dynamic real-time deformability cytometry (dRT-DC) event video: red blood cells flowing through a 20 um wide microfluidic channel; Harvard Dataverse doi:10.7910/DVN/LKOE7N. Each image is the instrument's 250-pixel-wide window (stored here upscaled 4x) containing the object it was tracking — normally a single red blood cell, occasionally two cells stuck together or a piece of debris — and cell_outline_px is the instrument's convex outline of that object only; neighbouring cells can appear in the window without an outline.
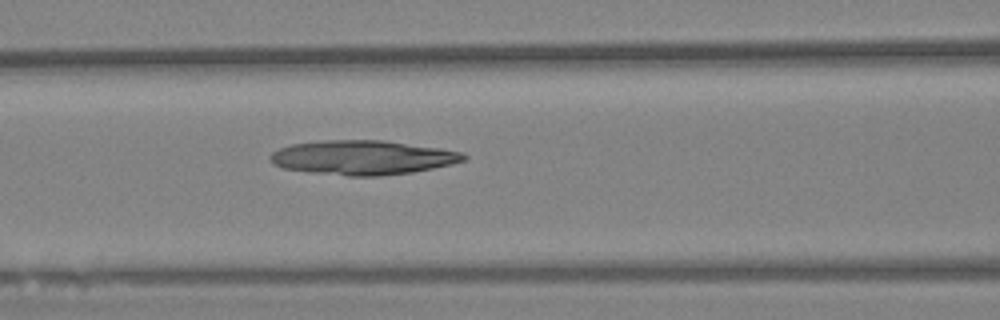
{"species": "Egyptian fruit bat (a non-hibernating species)", "species_latin": "Rousettus aegyptiacus", "temperature_condition": "warm", "stored_images_in_passage": 57, "camera_frame_rate_fps": 3000, "um_per_image_px": 0.085, "animal": {"sex": "female"}, "frame": {"image": 1, "passage_image": 23, "time_ms": 7.333, "image_size_px": [1000, 320], "cell_outline_px": [[468, 156], [464, 160], [452, 164], [412, 172], [380, 176], [348, 176], [308, 172], [284, 168], [272, 164], [268, 156], [272, 152], [280, 148], [292, 144], [328, 140], [384, 140], [440, 148], [464, 152]], "centroid_in_image_um": [30.82, 13.39], "position_along_channel_um": 135.8, "area_um2": 38.78}}
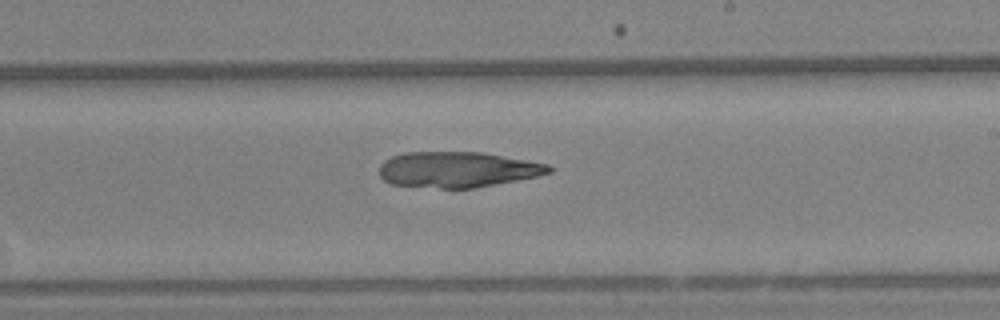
{"frame": {"image": 2, "passage_image": 33, "time_ms": 10.667, "image_size_px": [1000, 320], "cell_outline_px": [[552, 172], [536, 176], [516, 180], [472, 188], [440, 188], [392, 184], [384, 180], [380, 176], [380, 164], [384, 160], [392, 156], [404, 152], [484, 152], [548, 164], [552, 168]], "centroid_in_image_um": [38.87, 14.4], "position_along_channel_um": 250.1, "area_um2": 35.08}}
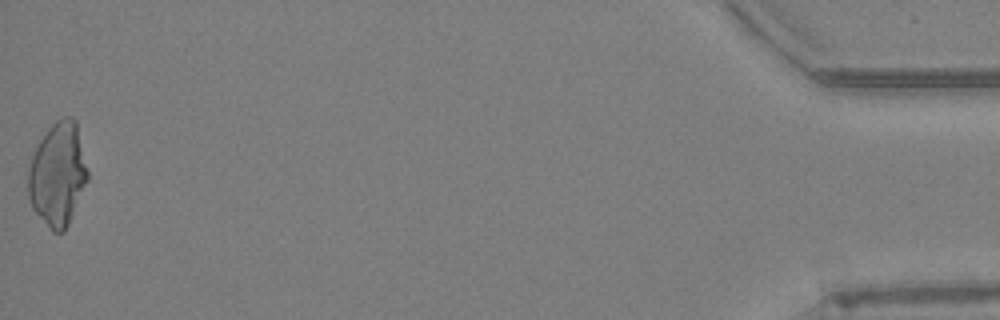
{"frame": {"image": 3, "passage_image": 57, "time_ms": 18.667, "image_size_px": [1000, 320], "cell_outline_px": [[88, 180], [68, 224], [60, 232], [52, 232], [32, 208], [28, 196], [28, 168], [32, 156], [40, 140], [48, 128], [60, 116], [72, 116], [76, 120], [88, 172]], "centroid_in_image_um": [4.9, 14.78], "position_along_channel_um": 430.3, "area_um2": 35.72}}